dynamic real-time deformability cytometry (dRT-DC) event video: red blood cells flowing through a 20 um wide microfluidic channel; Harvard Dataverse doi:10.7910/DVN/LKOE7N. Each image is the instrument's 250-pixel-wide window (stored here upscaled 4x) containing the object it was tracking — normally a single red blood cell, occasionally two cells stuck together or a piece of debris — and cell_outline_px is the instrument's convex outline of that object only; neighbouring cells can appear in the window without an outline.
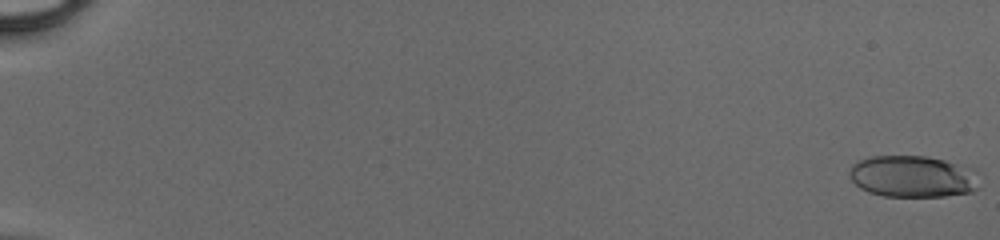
{"species": "human", "species_latin": "Homo sapiens", "temperature_condition": "cold", "stored_images_in_passage": 50, "camera_frame_rate_fps": 3000, "um_per_image_px": 0.085, "donor": {"sex": "male"}, "frame": {"image": 1, "passage_image": 1, "time_ms": 0.0, "image_size_px": [1000, 240], "cell_outline_px": [[980, 188], [972, 192], [944, 196], [884, 196], [868, 192], [860, 188], [848, 176], [848, 172], [852, 164], [868, 156], [924, 156], [944, 160], [976, 168]], "centroid_in_image_um": [77.61, 15.0], "position_along_channel_um": 7.4, "area_um2": 32.02}}
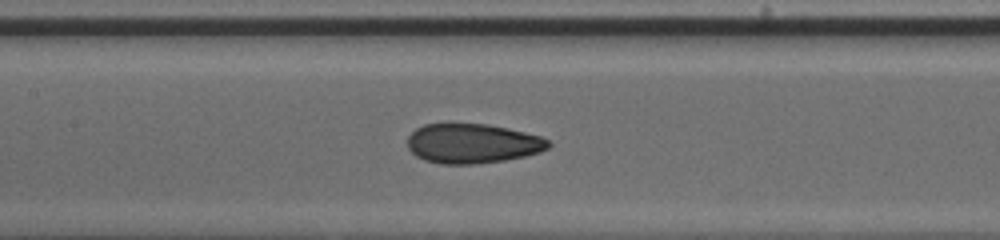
{"frame": {"image": 2, "passage_image": 27, "time_ms": 8.667, "image_size_px": [1000, 240], "cell_outline_px": [[552, 144], [548, 148], [540, 152], [524, 156], [504, 160], [476, 164], [440, 164], [424, 160], [416, 156], [408, 148], [408, 136], [416, 128], [424, 124], [488, 124], [508, 128], [540, 136], [548, 140]], "centroid_in_image_um": [40.15, 12.2], "position_along_channel_um": 167.2, "area_um2": 32.54}}
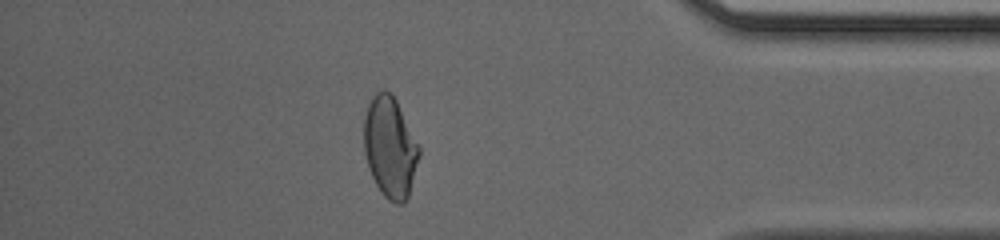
{"frame": {"image": 3, "passage_image": 45, "time_ms": 14.667, "image_size_px": [1000, 240], "cell_outline_px": [[420, 156], [408, 196], [404, 204], [396, 204], [388, 200], [384, 196], [376, 184], [368, 168], [364, 152], [364, 116], [368, 104], [372, 96], [376, 92], [384, 88], [396, 100], [420, 148]], "centroid_in_image_um": [33.14, 12.53], "position_along_channel_um": 402.1, "area_um2": 32.37}}